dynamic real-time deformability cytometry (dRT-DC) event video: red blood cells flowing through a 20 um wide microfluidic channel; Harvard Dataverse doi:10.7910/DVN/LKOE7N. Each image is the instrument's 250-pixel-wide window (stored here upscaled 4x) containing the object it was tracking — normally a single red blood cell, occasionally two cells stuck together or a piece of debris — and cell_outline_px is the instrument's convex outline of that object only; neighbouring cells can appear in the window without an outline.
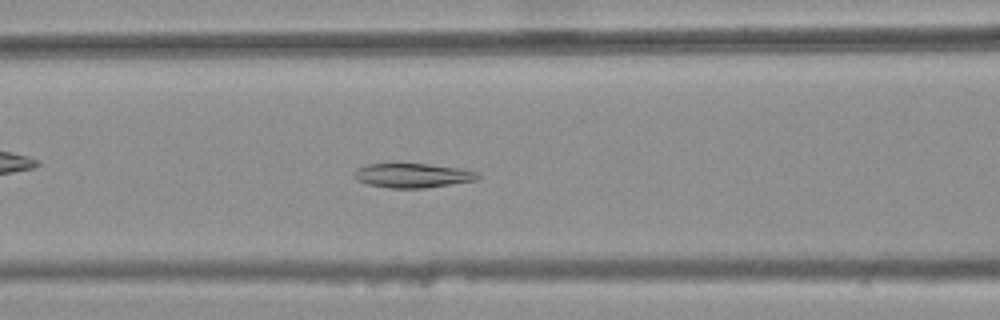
{"species": "common noctule bat (a hibernating species)", "species_latin": "Nyctalus noctula", "temperature_condition": "warm", "stored_images_in_passage": 44, "camera_frame_rate_fps": 3000, "um_per_image_px": 0.085, "animal": {"sex": "female", "body_mass_g": 25.1}, "frame": {"image": 1, "passage_image": 21, "time_ms": 6.667, "image_size_px": [1000, 320], "cell_outline_px": [[480, 176], [476, 180], [424, 188], [388, 188], [368, 184], [356, 180], [352, 176], [356, 168], [368, 164], [428, 164], [460, 168], [476, 172]], "centroid_in_image_um": [35.02, 14.92], "position_along_channel_um": 131.6, "area_um2": 17.46}}
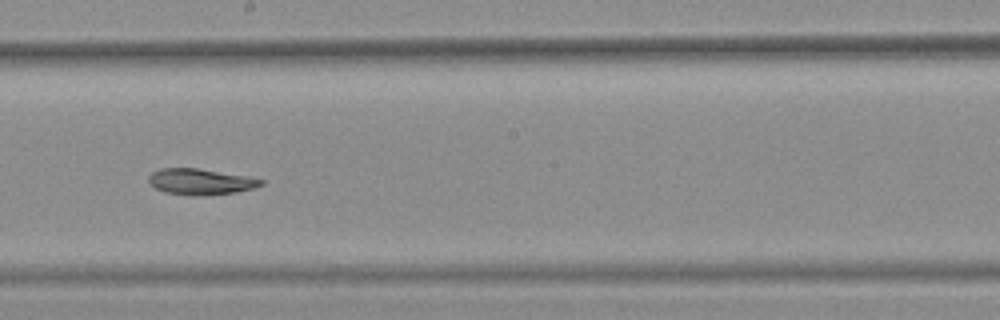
{"frame": {"image": 2, "passage_image": 29, "time_ms": 9.333, "image_size_px": [1000, 320], "cell_outline_px": [[264, 184], [256, 188], [236, 192], [164, 192], [156, 188], [148, 180], [148, 176], [152, 172], [160, 168], [196, 168], [252, 176], [264, 180]], "centroid_in_image_um": [17.12, 15.37], "position_along_channel_um": 231.1, "area_um2": 16.13}}
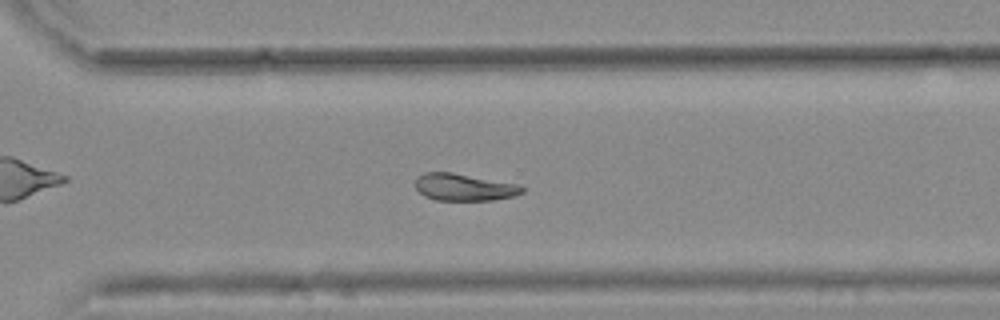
{"frame": {"image": 3, "passage_image": 37, "time_ms": 12.0, "image_size_px": [1000, 320], "cell_outline_px": [[524, 192], [516, 196], [492, 200], [436, 200], [424, 196], [416, 188], [416, 176], [424, 172], [452, 172], [520, 184], [524, 188]], "centroid_in_image_um": [39.47, 15.9], "position_along_channel_um": 331.1, "area_um2": 17.05}}